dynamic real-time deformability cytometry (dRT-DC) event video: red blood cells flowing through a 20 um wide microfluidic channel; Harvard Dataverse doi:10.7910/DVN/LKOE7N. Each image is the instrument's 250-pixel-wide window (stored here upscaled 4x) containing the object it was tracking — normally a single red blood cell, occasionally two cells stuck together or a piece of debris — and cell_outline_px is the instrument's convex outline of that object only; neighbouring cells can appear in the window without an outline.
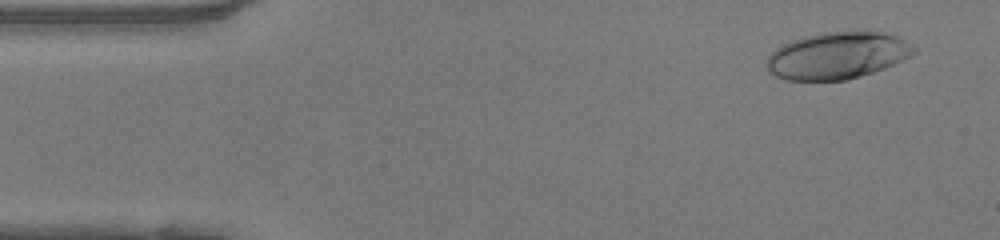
{"species": "human", "species_latin": "Homo sapiens", "temperature_condition": "warm", "stored_images_in_passage": 48, "camera_frame_rate_fps": 3000, "um_per_image_px": 0.085, "donor": {"sex": "female"}, "frame": {"image": 1, "passage_image": 3, "time_ms": 0.667, "image_size_px": [1000, 240], "cell_outline_px": [[916, 52], [884, 68], [872, 72], [844, 80], [788, 80], [776, 76], [768, 72], [768, 56], [776, 48], [792, 40], [804, 36], [824, 32], [868, 28], [888, 32], [904, 40], [916, 48]], "centroid_in_image_um": [71.2, 4.67], "position_along_channel_um": 13.8, "area_um2": 40.58}}
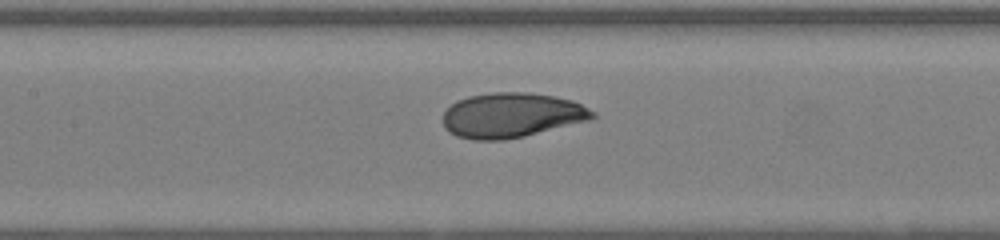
{"frame": {"image": 2, "passage_image": 21, "time_ms": 6.667, "image_size_px": [1000, 240], "cell_outline_px": [[596, 116], [592, 120], [524, 136], [504, 140], [472, 140], [456, 136], [448, 132], [444, 128], [444, 112], [456, 100], [468, 96], [492, 92], [528, 92], [552, 96], [572, 100], [596, 112]], "centroid_in_image_um": [43.49, 9.8], "position_along_channel_um": 163.9, "area_um2": 39.3}}
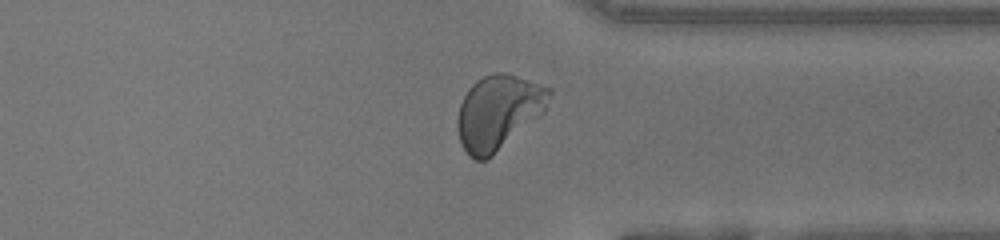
{"frame": {"image": 3, "passage_image": 36, "time_ms": 11.667, "image_size_px": [1000, 240], "cell_outline_px": [[552, 92], [544, 112], [488, 160], [472, 160], [468, 156], [460, 140], [456, 124], [456, 120], [460, 104], [468, 88], [476, 80], [492, 72], [508, 72], [552, 88]], "centroid_in_image_um": [42.35, 9.52], "position_along_channel_um": 369.0, "area_um2": 40.17}, "authors_computed_cell_mechanics": {"area_um2": 39.0439, "velocity_mm_per_s": 4.1713, "shape_relaxation_time_tau1_ms": 4.2639, "shape_relaxation_time_tau2_ms": 0.8953, "deformation_change_tau1": 0.1982, "deformation_change_tau2": 0.0493}}